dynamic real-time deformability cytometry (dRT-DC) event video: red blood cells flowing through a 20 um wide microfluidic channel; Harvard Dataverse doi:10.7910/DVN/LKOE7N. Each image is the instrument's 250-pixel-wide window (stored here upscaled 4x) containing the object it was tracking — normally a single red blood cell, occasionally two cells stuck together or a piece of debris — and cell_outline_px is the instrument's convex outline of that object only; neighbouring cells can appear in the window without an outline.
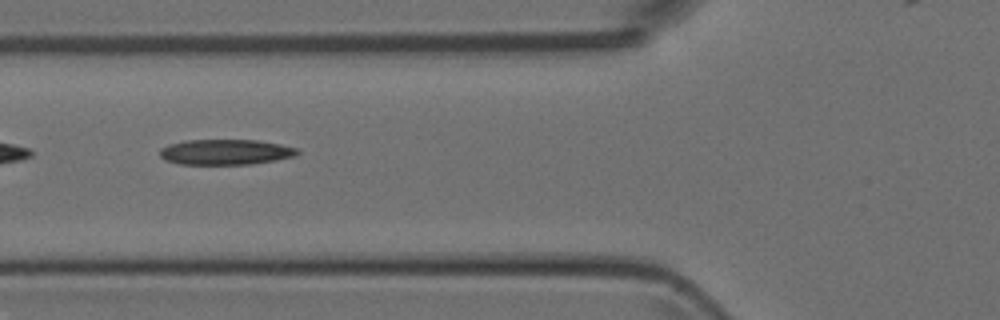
{"species": "Egyptian fruit bat (a non-hibernating species)", "species_latin": "Rousettus aegyptiacus", "temperature_condition": "room temperature", "stored_images_in_passage": 4, "camera_frame_rate_fps": 3000, "um_per_image_px": 0.085, "animal": {"sex": "female"}, "frame": {"image": 1, "passage_image": 4, "time_ms": 4.0, "image_size_px": [1000, 320], "cell_outline_px": [[300, 152], [296, 156], [276, 160], [252, 164], [180, 164], [164, 160], [160, 156], [160, 148], [168, 144], [184, 140], [256, 140], [280, 144], [296, 148]], "centroid_in_image_um": [19.15, 12.92], "position_along_channel_um": 106.6, "area_um2": 20.46}}